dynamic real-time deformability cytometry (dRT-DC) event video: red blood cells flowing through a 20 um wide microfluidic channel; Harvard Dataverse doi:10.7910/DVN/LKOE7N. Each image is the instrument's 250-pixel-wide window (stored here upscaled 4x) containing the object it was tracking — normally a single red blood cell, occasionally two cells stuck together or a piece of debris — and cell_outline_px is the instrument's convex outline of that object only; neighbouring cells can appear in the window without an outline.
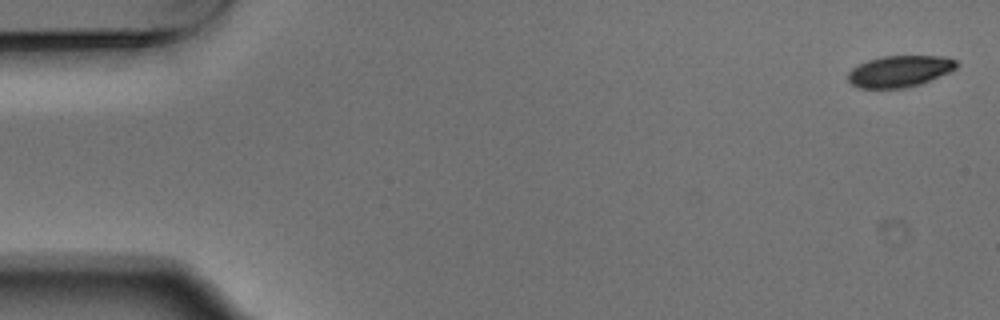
{"species": "Egyptian fruit bat (a non-hibernating species)", "species_latin": "Rousettus aegyptiacus", "temperature_condition": "warm", "stored_images_in_passage": 3, "camera_frame_rate_fps": 3000, "um_per_image_px": 0.085, "animal": {"sex": "male"}, "frame": {"image": 1, "passage_image": 1, "time_ms": 0.0, "image_size_px": [1000, 320], "cell_outline_px": [[960, 64], [956, 68], [948, 72], [920, 84], [904, 88], [860, 88], [852, 84], [848, 80], [848, 72], [852, 68], [868, 60], [884, 56], [944, 56], [956, 60]], "centroid_in_image_um": [76.47, 6.05], "position_along_channel_um": 8.5, "area_um2": 19.77}}